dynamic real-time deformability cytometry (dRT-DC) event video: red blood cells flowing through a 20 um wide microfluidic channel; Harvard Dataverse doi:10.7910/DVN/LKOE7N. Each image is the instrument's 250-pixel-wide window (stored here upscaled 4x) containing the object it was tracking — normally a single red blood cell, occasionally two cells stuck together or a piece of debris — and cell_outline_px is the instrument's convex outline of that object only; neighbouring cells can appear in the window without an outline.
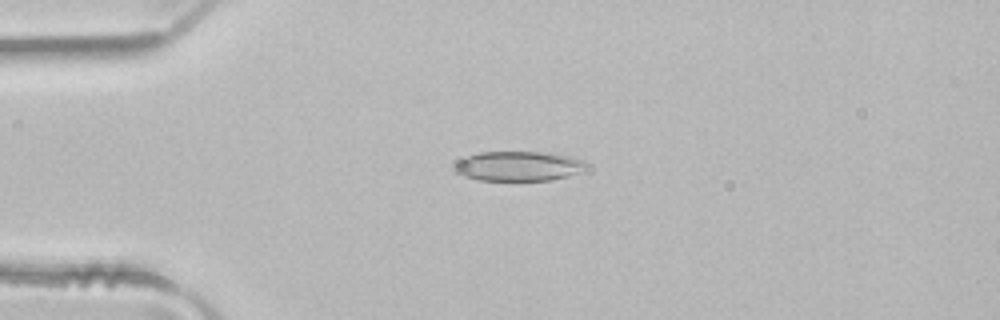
{"species": "common noctule bat (a hibernating species)", "species_latin": "Nyctalus noctula", "temperature_condition": "room temperature", "stored_images_in_passage": 3, "camera_frame_rate_fps": 3000, "um_per_image_px": 0.085, "animal": {"sex": "male", "body_mass_g": 21.5, "forearm_length_mm": 52.0}, "frame": {"image": 1, "passage_image": 2, "time_ms": 0.333, "image_size_px": [1000, 320], "cell_outline_px": [[592, 164], [568, 176], [552, 180], [480, 180], [464, 176], [452, 172], [452, 164], [464, 156], [480, 152], [544, 152], [568, 156], [584, 160]], "centroid_in_image_um": [44.0, 14.11], "position_along_channel_um": 41.0, "area_um2": 23.06}}